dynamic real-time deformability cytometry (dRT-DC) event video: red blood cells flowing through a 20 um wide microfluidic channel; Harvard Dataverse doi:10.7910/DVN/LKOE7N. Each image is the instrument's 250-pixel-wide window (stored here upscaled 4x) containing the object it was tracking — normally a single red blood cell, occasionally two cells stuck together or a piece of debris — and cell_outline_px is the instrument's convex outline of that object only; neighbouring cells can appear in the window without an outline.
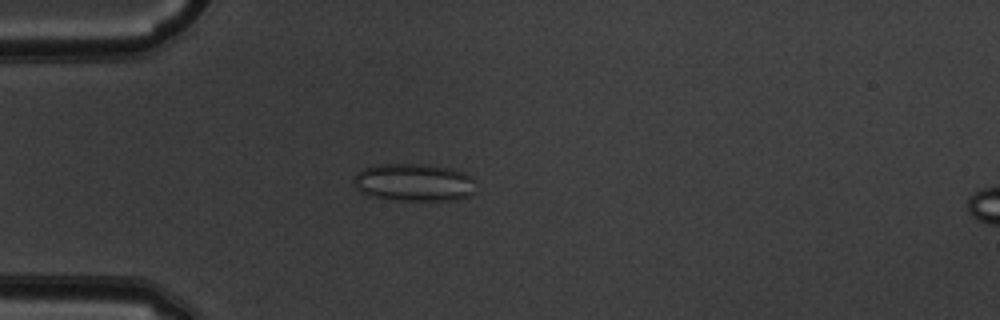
{"species": "common noctule bat (a hibernating species)", "species_latin": "Nyctalus noctula", "temperature_condition": "warm", "stored_images_in_passage": 46, "camera_frame_rate_fps": 3000, "um_per_image_px": 0.085, "animal": {"sex": "male", "body_mass_g": 19.5, "forearm_length_mm": 54.6}, "frame": {"image": 1, "passage_image": 9, "time_ms": 2.667, "image_size_px": [1000, 320], "cell_outline_px": [[476, 192], [472, 196], [456, 200], [396, 200], [376, 196], [360, 192], [356, 188], [352, 180], [356, 172], [364, 168], [376, 164], [428, 164], [452, 168], [464, 172], [472, 176]], "centroid_in_image_um": [35.22, 15.49], "position_along_channel_um": 49.8, "area_um2": 27.22}}
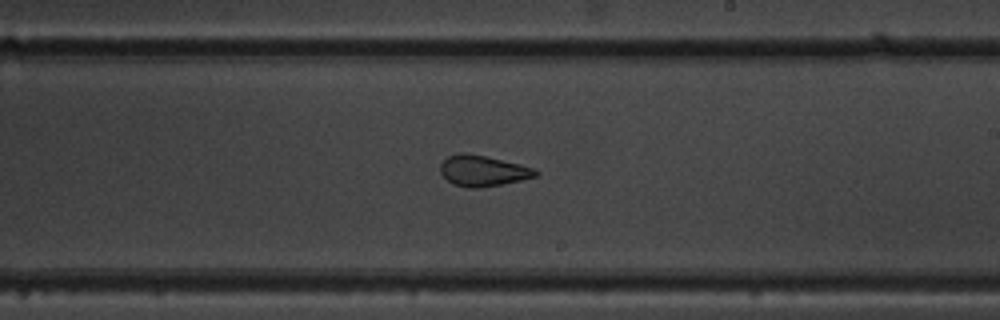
{"frame": {"image": 2, "passage_image": 25, "time_ms": 8.0, "image_size_px": [1000, 320], "cell_outline_px": [[540, 172], [536, 176], [520, 180], [500, 184], [476, 188], [468, 188], [456, 184], [448, 180], [440, 172], [440, 164], [448, 156], [460, 152], [464, 152], [484, 156], [520, 164], [536, 168]], "centroid_in_image_um": [41.05, 14.5], "position_along_channel_um": 247.9, "area_um2": 16.88}}
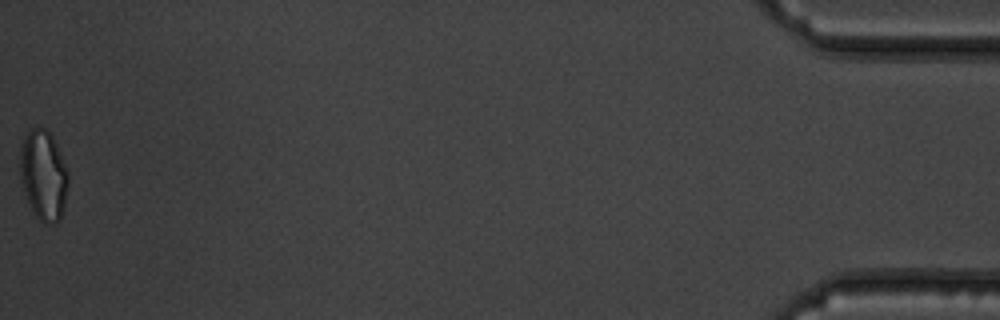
{"frame": {"image": 3, "passage_image": 46, "time_ms": 15.0, "image_size_px": [1000, 320], "cell_outline_px": [[68, 184], [64, 208], [60, 220], [56, 224], [44, 224], [36, 216], [28, 200], [24, 188], [20, 172], [20, 148], [24, 136], [32, 128], [44, 128], [52, 136], [56, 144], [68, 172]], "centroid_in_image_um": [3.71, 14.91], "position_along_channel_um": 431.5, "area_um2": 25.03}, "authors_computed_cell_mechanics": {"area_um2": 20.0855, "velocity_mm_per_s": 3.9678, "shape_relaxation_time_tau1_ms": null, "shape_relaxation_time_tau2_ms": 1.3993, "deformation_change_tau1": null, "deformation_change_tau2": 0.0882}}